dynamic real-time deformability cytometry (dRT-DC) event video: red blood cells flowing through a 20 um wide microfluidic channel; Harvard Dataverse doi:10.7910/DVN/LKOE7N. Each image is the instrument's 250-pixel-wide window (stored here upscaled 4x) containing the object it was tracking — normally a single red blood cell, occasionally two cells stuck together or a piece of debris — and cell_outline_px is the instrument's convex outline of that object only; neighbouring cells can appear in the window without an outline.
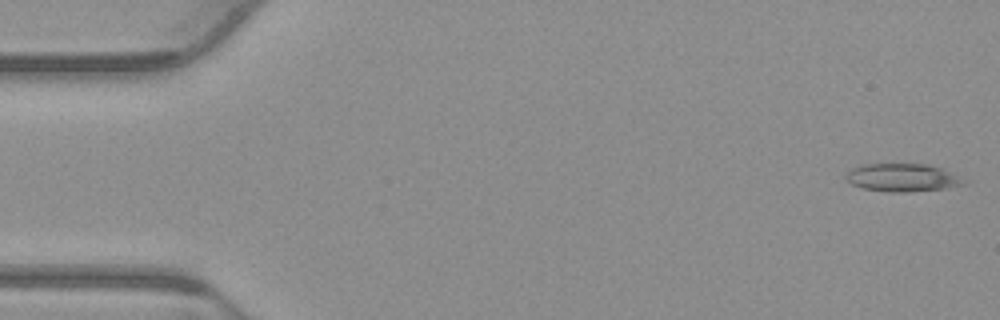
{"species": "common noctule bat (a hibernating species)", "species_latin": "Nyctalus noctula", "temperature_condition": "warm", "stored_images_in_passage": 53, "camera_frame_rate_fps": 3000, "um_per_image_px": 0.085, "animal": {"sex": "male", "body_mass_g": 23.1, "forearm_length_mm": 52.7}, "frame": {"image": 1, "passage_image": 1, "time_ms": 0.0, "image_size_px": [1000, 320], "cell_outline_px": [[972, 180], [968, 184], [948, 188], [908, 192], [888, 192], [860, 188], [844, 180], [844, 176], [852, 168], [864, 164], [928, 164], [940, 168]], "centroid_in_image_um": [76.77, 15.11], "position_along_channel_um": 8.2, "area_um2": 19.71}}
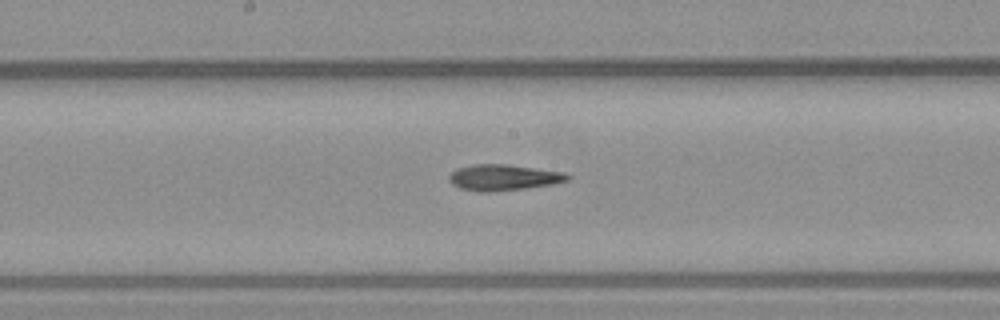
{"frame": {"image": 2, "passage_image": 27, "time_ms": 8.667, "image_size_px": [1000, 320], "cell_outline_px": [[572, 176], [568, 180], [556, 184], [524, 188], [488, 192], [476, 192], [460, 188], [452, 184], [448, 180], [448, 176], [456, 168], [472, 164], [508, 164], [564, 172]], "centroid_in_image_um": [42.78, 15.08], "position_along_channel_um": 205.4, "area_um2": 18.15}}
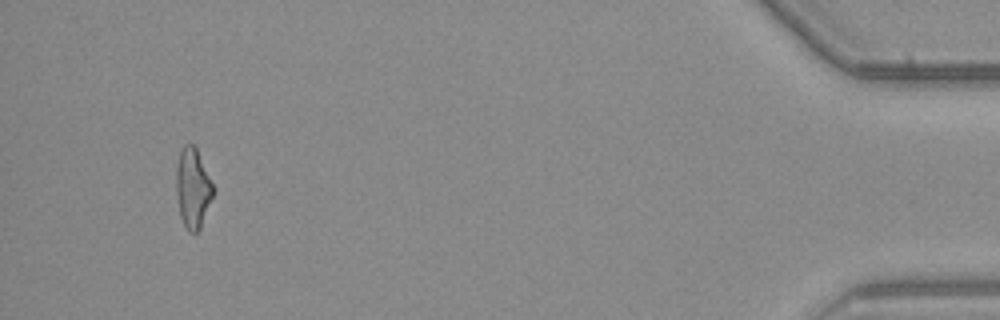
{"frame": {"image": 3, "passage_image": 50, "time_ms": 16.333, "image_size_px": [1000, 320], "cell_outline_px": [[216, 188], [200, 228], [196, 232], [188, 232], [180, 216], [176, 196], [176, 168], [180, 152], [184, 144], [192, 144], [196, 148]], "centroid_in_image_um": [16.4, 15.98], "position_along_channel_um": 418.8, "area_um2": 17.28}, "authors_computed_cell_mechanics": {"area_um2": 17.9758, "velocity_mm_per_s": 3.8569, "shape_relaxation_time_tau1_ms": 11.252, "shape_relaxation_time_tau2_ms": 8.0481, "deformation_change_tau1": 0.2792, "deformation_change_tau2": 0.2228}}